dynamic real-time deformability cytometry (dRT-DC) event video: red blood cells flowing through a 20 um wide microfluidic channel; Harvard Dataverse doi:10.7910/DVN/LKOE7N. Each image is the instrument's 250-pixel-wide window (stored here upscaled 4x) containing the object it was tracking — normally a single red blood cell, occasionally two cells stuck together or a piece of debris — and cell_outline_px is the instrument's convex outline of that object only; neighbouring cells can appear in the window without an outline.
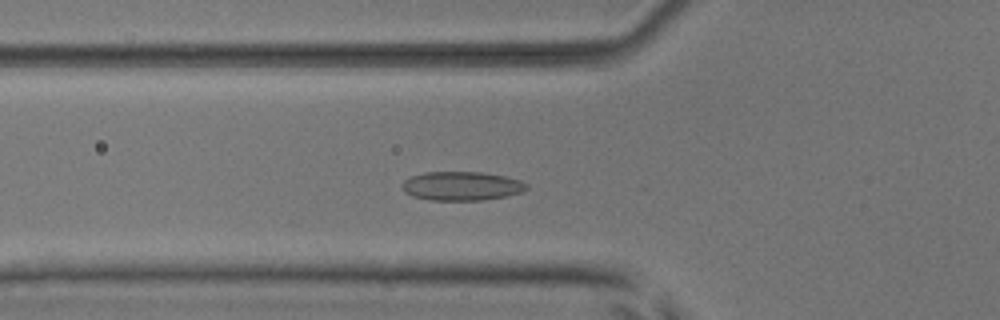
{"species": "common noctule bat (a hibernating species)", "species_latin": "Nyctalus noctula", "temperature_condition": "room temperature", "stored_images_in_passage": 30, "camera_frame_rate_fps": 3000, "um_per_image_px": 0.085, "animal": {"sex": "male", "body_mass_g": 17.9, "forearm_length_mm": 54.2}, "frame": {"image": 1, "passage_image": 15, "time_ms": 4.667, "image_size_px": [1000, 320], "cell_outline_px": [[528, 188], [520, 192], [508, 196], [484, 200], [428, 200], [412, 196], [404, 192], [400, 188], [400, 184], [404, 180], [412, 176], [424, 172], [480, 172], [504, 176], [520, 180], [528, 184]], "centroid_in_image_um": [39.2, 15.81], "position_along_channel_um": 86.6, "area_um2": 21.15}}
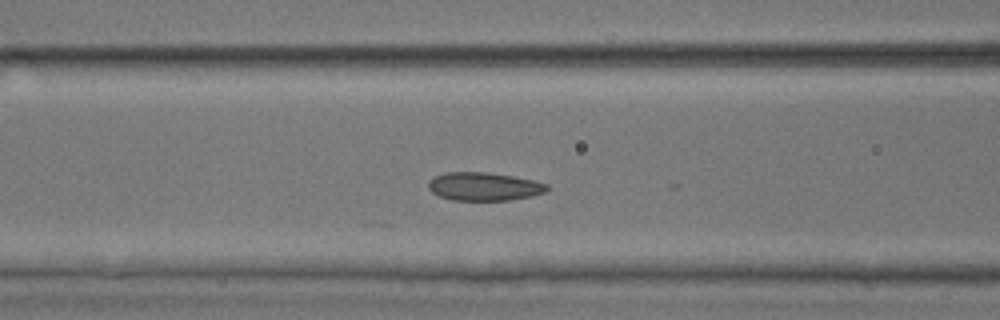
{"frame": {"image": 2, "passage_image": 18, "time_ms": 5.667, "image_size_px": [1000, 320], "cell_outline_px": [[548, 188], [544, 192], [532, 196], [512, 200], [452, 200], [440, 196], [432, 192], [428, 188], [428, 180], [444, 172], [488, 172], [512, 176], [532, 180], [548, 184]], "centroid_in_image_um": [41.12, 15.85], "position_along_channel_um": 125.5, "area_um2": 19.54}}
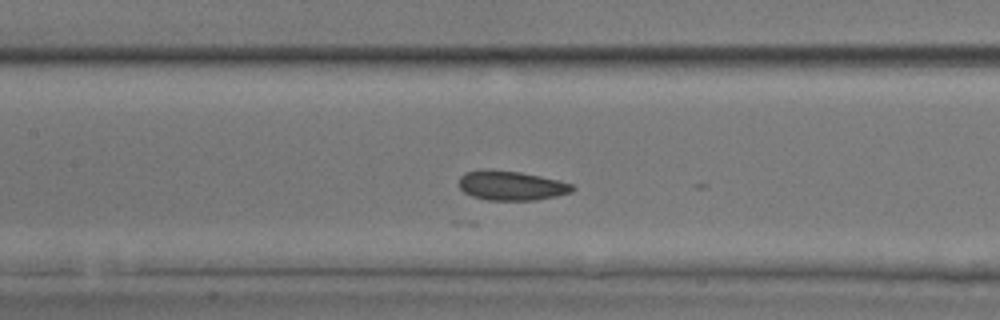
{"frame": {"image": 3, "passage_image": 21, "time_ms": 6.667, "image_size_px": [1000, 320], "cell_outline_px": [[576, 188], [572, 192], [556, 196], [536, 200], [488, 200], [472, 196], [464, 192], [460, 188], [460, 176], [464, 172], [480, 168], [484, 168], [520, 172], [540, 176], [572, 184]], "centroid_in_image_um": [43.43, 15.76], "position_along_channel_um": 164.0, "area_um2": 19.59}}